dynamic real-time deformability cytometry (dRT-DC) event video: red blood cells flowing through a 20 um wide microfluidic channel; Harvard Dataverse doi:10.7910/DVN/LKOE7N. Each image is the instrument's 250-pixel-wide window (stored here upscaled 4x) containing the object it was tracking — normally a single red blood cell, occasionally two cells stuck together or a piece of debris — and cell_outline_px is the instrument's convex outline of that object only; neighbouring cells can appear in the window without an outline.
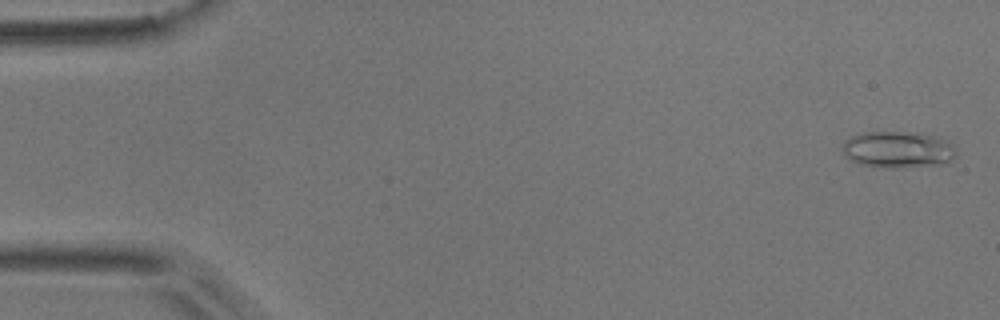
{"species": "common noctule bat (a hibernating species)", "species_latin": "Nyctalus noctula", "temperature_condition": "room temperature", "stored_images_in_passage": 4, "camera_frame_rate_fps": 3000, "um_per_image_px": 0.085, "animal": {"sex": "male", "body_mass_g": 17.9}, "frame": {"image": 1, "passage_image": 1, "time_ms": 0.0, "image_size_px": [1000, 320], "cell_outline_px": [[956, 156], [948, 164], [892, 168], [884, 168], [860, 164], [844, 156], [840, 148], [844, 140], [860, 132], [916, 132], [936, 136], [948, 140], [956, 148]], "centroid_in_image_um": [76.34, 12.71], "position_along_channel_um": 8.7, "area_um2": 24.85}}